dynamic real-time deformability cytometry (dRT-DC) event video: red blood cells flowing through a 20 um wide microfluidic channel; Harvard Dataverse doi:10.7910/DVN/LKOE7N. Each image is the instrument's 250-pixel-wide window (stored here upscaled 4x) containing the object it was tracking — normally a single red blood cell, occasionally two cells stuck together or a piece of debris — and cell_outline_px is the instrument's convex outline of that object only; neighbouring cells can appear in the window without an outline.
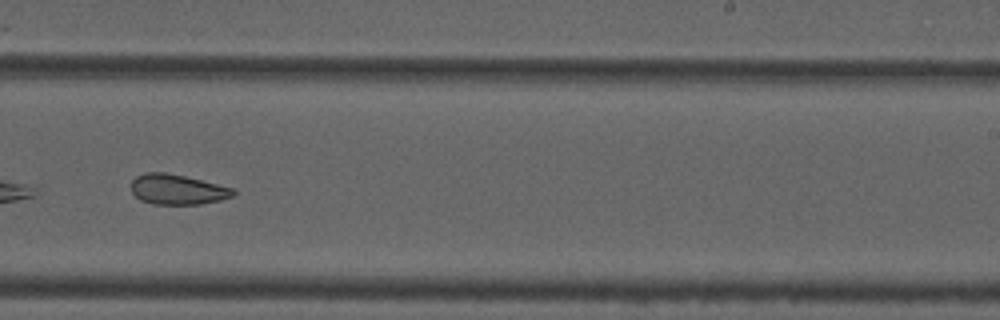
{"species": "common noctule bat (a hibernating species)", "species_latin": "Nyctalus noctula", "temperature_condition": "cold", "stored_images_in_passage": 46, "camera_frame_rate_fps": 3000, "um_per_image_px": 0.085, "animal": {"sex": "male", "forearm_length_mm": 52.5}, "frame": {"image": 1, "passage_image": 26, "time_ms": 8.333, "image_size_px": [1000, 320], "cell_outline_px": [[236, 192], [232, 196], [220, 200], [200, 204], [152, 204], [140, 200], [132, 192], [132, 180], [136, 176], [144, 172], [164, 172], [184, 176], [236, 188]], "centroid_in_image_um": [15.09, 16.1], "position_along_channel_um": 273.9, "area_um2": 17.98}, "authors_computed_cell_mechanics": {"area_um2": 19.4208, "velocity_mm_per_s": 3.7067, "shape_relaxation_time_tau1_ms": null, "shape_relaxation_time_tau2_ms": 3.2082, "deformation_change_tau1": null, "deformation_change_tau2": 0.0877}}